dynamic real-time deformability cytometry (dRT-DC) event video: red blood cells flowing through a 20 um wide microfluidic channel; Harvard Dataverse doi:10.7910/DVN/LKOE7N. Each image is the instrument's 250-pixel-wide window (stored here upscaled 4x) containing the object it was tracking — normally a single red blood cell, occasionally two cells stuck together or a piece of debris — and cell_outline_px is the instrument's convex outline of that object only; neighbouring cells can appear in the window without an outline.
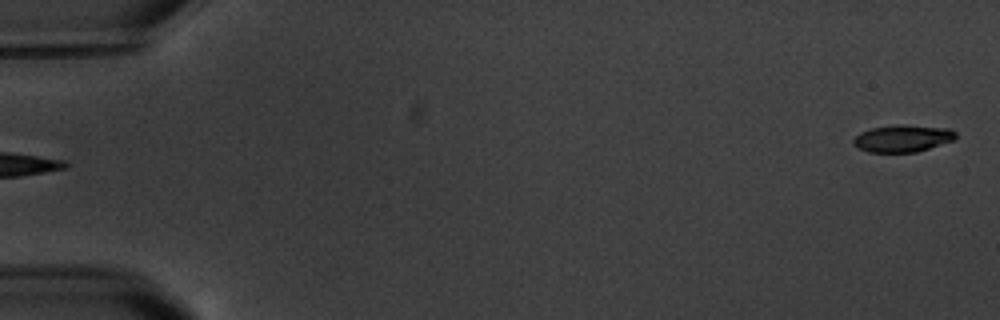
{"species": "common noctule bat (a hibernating species)", "species_latin": "Nyctalus noctula", "temperature_condition": "warm", "stored_images_in_passage": 4, "segment_of_instrument_passage": [2, 2], "camera_frame_rate_fps": 3000, "um_per_image_px": 0.085, "animal": {"sex": "male", "body_mass_g": 20.1, "forearm_length_mm": 53.5}, "frame": {"image": 1, "passage_image": 4, "time_ms": 4.333, "image_size_px": [1000, 320], "cell_outline_px": [[956, 140], [916, 152], [868, 152], [852, 144], [852, 140], [860, 132], [872, 128], [900, 124], [904, 124], [948, 128], [956, 132]], "centroid_in_image_um": [76.75, 11.76], "position_along_channel_um": 8.3, "area_um2": 16.24}}